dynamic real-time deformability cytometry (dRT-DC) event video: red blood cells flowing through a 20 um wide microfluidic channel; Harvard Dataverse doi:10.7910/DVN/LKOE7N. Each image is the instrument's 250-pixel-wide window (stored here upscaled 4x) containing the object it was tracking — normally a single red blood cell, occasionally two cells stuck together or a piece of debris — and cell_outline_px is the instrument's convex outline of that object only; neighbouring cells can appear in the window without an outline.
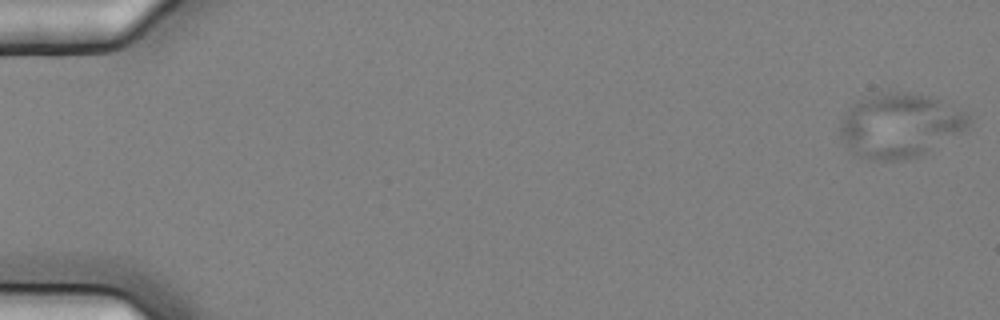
{"species": "common noctule bat (a hibernating species)", "species_latin": "Nyctalus noctula", "temperature_condition": "cold", "stored_images_in_passage": 6, "camera_frame_rate_fps": 3000, "um_per_image_px": 0.085, "animal": {"sex": "female", "body_mass_g": 25.1}, "frame": {"image": 1, "passage_image": 1, "time_ms": 0.0, "image_size_px": [1000, 320], "cell_outline_px": [[972, 124], [968, 128], [924, 152], [916, 156], [896, 160], [868, 160], [852, 156], [840, 136], [840, 120], [848, 108], [856, 100], [888, 88], [928, 96], [940, 100], [968, 112], [972, 120]], "centroid_in_image_um": [76.43, 10.62], "position_along_channel_um": 8.6, "area_um2": 48.96}}
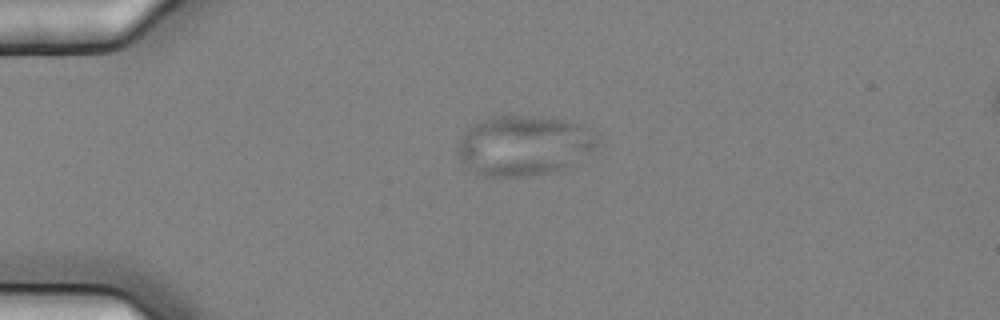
{"frame": {"image": 2, "passage_image": 4, "time_ms": 1.0, "image_size_px": [1000, 320], "cell_outline_px": [[600, 140], [592, 148], [564, 168], [552, 172], [528, 176], [484, 176], [468, 172], [456, 148], [456, 144], [464, 132], [472, 124], [496, 112], [508, 112], [564, 120], [580, 124], [588, 128]], "centroid_in_image_um": [44.41, 12.32], "position_along_channel_um": 40.6, "area_um2": 49.65}}
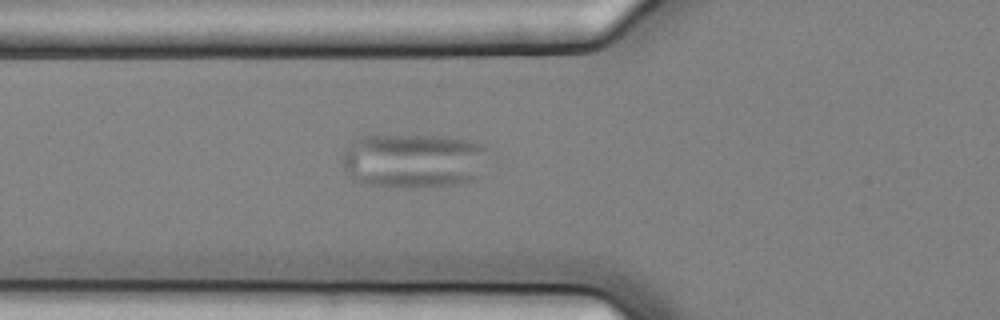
{"frame": {"image": 3, "passage_image": 6, "time_ms": 1.667, "image_size_px": [1000, 320], "cell_outline_px": [[488, 148], [480, 176], [476, 180], [456, 184], [412, 188], [368, 184], [352, 180], [348, 176], [344, 168], [344, 152], [348, 144], [356, 136], [436, 136], [476, 140], [484, 144]], "centroid_in_image_um": [35.18, 13.65], "position_along_channel_um": 90.6, "area_um2": 46.93}}